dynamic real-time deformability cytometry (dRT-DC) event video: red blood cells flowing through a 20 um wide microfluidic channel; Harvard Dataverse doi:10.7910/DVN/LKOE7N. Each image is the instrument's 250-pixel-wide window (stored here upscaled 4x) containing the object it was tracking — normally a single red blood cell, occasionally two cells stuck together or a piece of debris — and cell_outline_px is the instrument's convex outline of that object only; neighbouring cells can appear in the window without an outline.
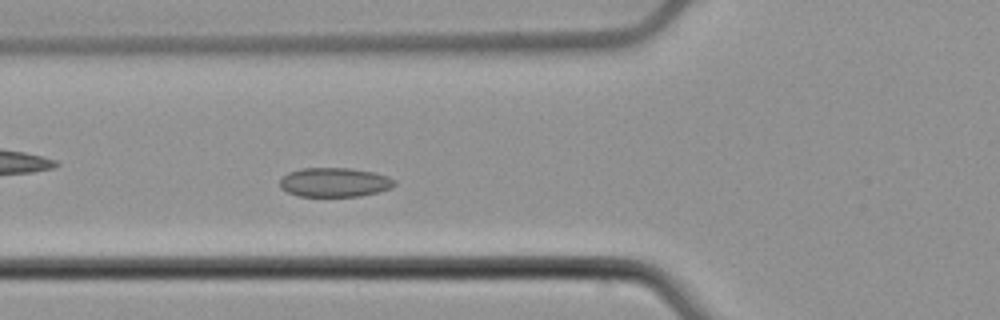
{"species": "common noctule bat (a hibernating species)", "species_latin": "Nyctalus noctula", "temperature_condition": "cold", "stored_images_in_passage": 51, "camera_frame_rate_fps": 3000, "um_per_image_px": 0.085, "animal": {"sex": "male", "body_mass_g": 21.5, "forearm_length_mm": 52.0}, "frame": {"image": 1, "passage_image": 16, "time_ms": 5.0, "image_size_px": [1000, 320], "cell_outline_px": [[396, 184], [392, 188], [360, 196], [300, 196], [288, 192], [280, 188], [280, 180], [288, 172], [300, 168], [348, 168], [372, 172], [388, 176], [396, 180]], "centroid_in_image_um": [28.44, 15.49], "position_along_channel_um": 97.4, "area_um2": 19.48}}
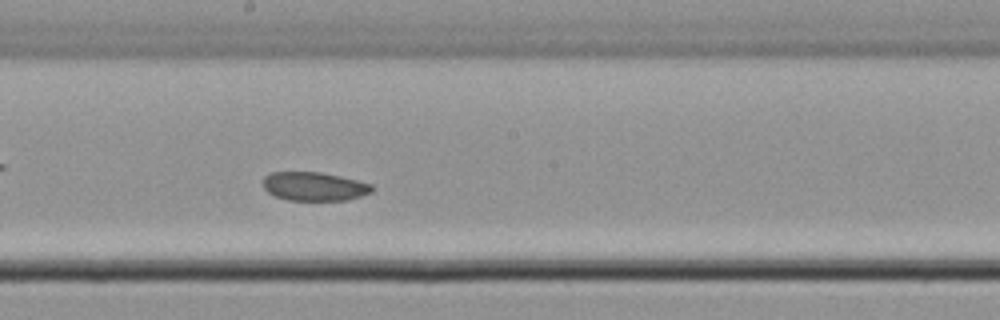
{"frame": {"image": 2, "passage_image": 26, "time_ms": 8.333, "image_size_px": [1000, 320], "cell_outline_px": [[376, 188], [372, 192], [348, 200], [288, 200], [276, 196], [268, 192], [264, 188], [264, 176], [272, 172], [320, 172], [340, 176], [372, 184]], "centroid_in_image_um": [26.74, 15.84], "position_along_channel_um": 221.5, "area_um2": 18.21}}
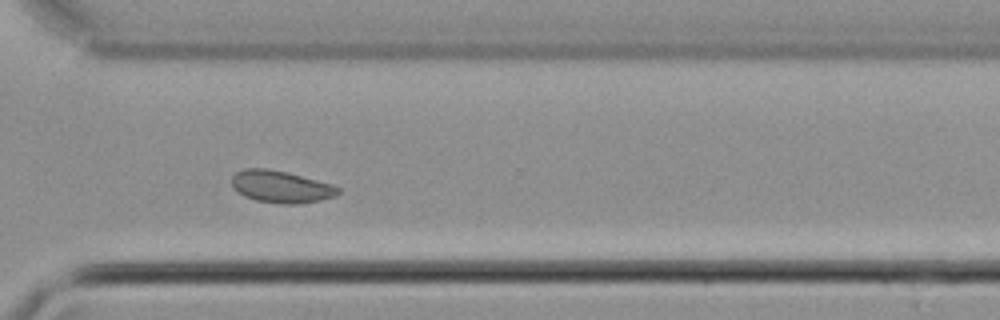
{"frame": {"image": 3, "passage_image": 36, "time_ms": 11.667, "image_size_px": [1000, 320], "cell_outline_px": [[340, 192], [336, 196], [320, 200], [296, 204], [280, 204], [256, 200], [244, 196], [236, 192], [232, 188], [232, 176], [236, 172], [244, 168], [264, 168], [288, 172], [332, 184], [340, 188]], "centroid_in_image_um": [23.86, 15.87], "position_along_channel_um": 346.7, "area_um2": 20.06}}